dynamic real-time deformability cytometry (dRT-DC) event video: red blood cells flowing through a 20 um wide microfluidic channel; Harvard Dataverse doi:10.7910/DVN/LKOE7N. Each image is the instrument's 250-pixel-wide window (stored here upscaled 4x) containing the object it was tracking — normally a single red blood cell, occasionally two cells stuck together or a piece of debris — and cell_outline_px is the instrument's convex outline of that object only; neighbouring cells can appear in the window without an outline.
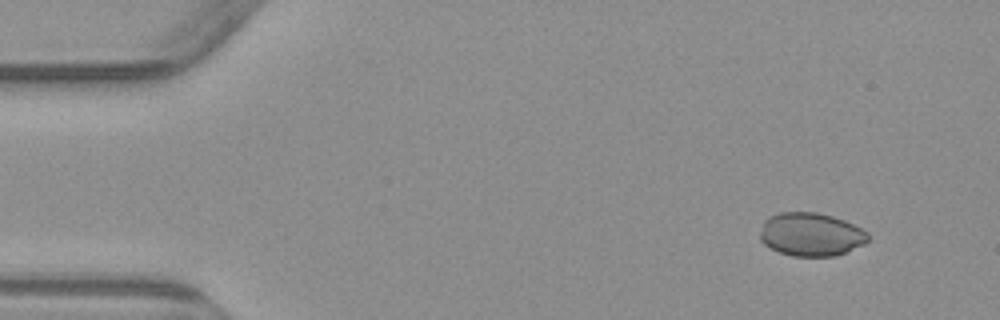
{"species": "common noctule bat (a hibernating species)", "species_latin": "Nyctalus noctula", "temperature_condition": "warm", "stored_images_in_passage": 3, "camera_frame_rate_fps": 3000, "um_per_image_px": 0.085, "animal": {"sex": "male", "body_mass_g": 23.1, "forearm_length_mm": 52.7}, "frame": {"image": 1, "passage_image": 1, "time_ms": 0.0, "image_size_px": [1000, 320], "cell_outline_px": [[868, 240], [864, 244], [836, 256], [792, 256], [780, 252], [764, 244], [760, 240], [760, 232], [764, 220], [768, 216], [780, 212], [816, 212], [832, 216], [844, 220], [868, 232]], "centroid_in_image_um": [68.91, 19.92], "position_along_channel_um": 16.1, "area_um2": 27.28}}